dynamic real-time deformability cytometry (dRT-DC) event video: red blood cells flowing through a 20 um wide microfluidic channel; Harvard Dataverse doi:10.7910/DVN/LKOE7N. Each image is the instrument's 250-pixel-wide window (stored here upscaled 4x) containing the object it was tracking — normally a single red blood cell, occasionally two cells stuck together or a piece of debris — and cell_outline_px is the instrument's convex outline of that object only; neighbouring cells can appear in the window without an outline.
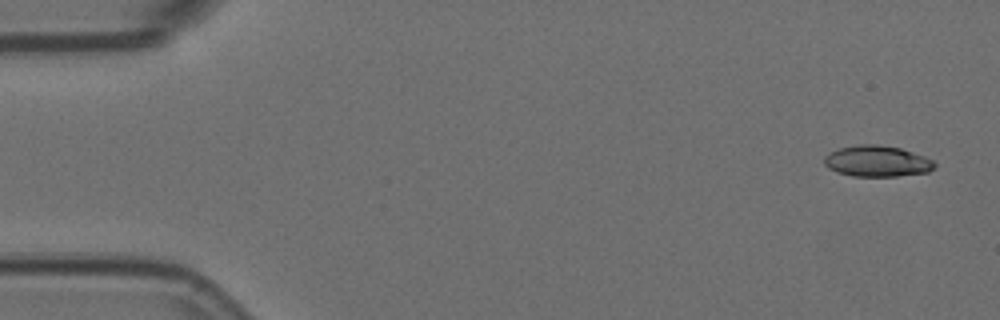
{"species": "Egyptian fruit bat (a non-hibernating species)", "species_latin": "Rousettus aegyptiacus", "temperature_condition": "room temperature", "stored_images_in_passage": 5, "camera_frame_rate_fps": 3000, "um_per_image_px": 0.085, "animal": {"sex": "female"}, "frame": {"image": 1, "passage_image": 1, "time_ms": 0.0, "image_size_px": [1000, 320], "cell_outline_px": [[936, 168], [928, 172], [896, 176], [852, 176], [836, 172], [828, 168], [824, 164], [824, 156], [840, 148], [860, 144], [876, 144], [900, 148], [924, 156], [932, 160], [936, 164]], "centroid_in_image_um": [74.56, 13.71], "position_along_channel_um": 10.4, "area_um2": 19.94}}
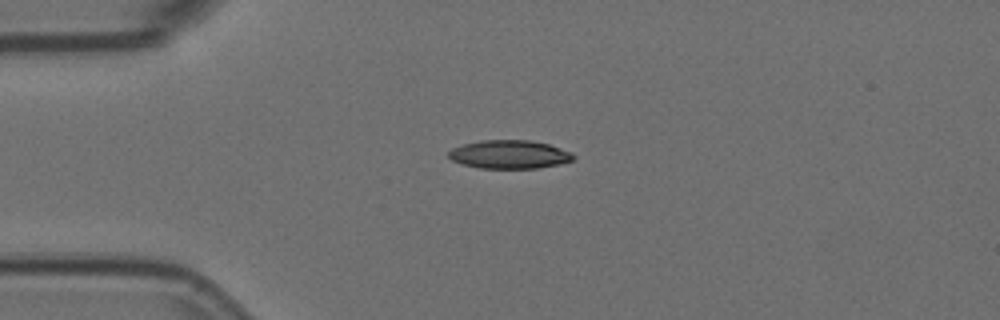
{"frame": {"image": 2, "passage_image": 4, "time_ms": 1.0, "image_size_px": [1000, 320], "cell_outline_px": [[576, 156], [572, 160], [560, 164], [536, 168], [480, 168], [460, 164], [452, 160], [448, 156], [448, 152], [452, 148], [464, 144], [480, 140], [532, 140], [548, 144], [572, 152]], "centroid_in_image_um": [43.29, 13.12], "position_along_channel_um": 41.7, "area_um2": 20.75}}